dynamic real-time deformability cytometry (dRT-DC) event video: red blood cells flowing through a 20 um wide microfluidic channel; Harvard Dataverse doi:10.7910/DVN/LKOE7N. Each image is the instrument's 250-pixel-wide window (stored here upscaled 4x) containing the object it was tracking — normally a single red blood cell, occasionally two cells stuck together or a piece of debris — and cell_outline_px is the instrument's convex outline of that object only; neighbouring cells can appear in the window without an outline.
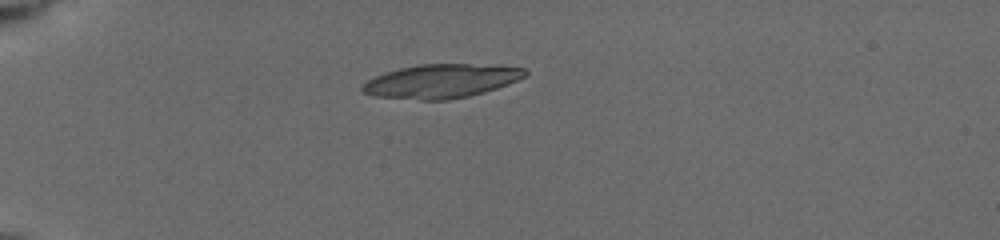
{"species": "common noctule bat (a hibernating species)", "species_latin": "Nyctalus noctula", "temperature_condition": "cold", "stored_images_in_passage": 5, "camera_frame_rate_fps": 3000, "um_per_image_px": 0.085, "animal": {"sex": "female", "body_mass_g": 19.5, "forearm_length_mm": 54.1}, "frame": {"image": 1, "passage_image": 4, "time_ms": 1.667, "image_size_px": [1000, 240], "cell_outline_px": [[528, 72], [524, 76], [508, 84], [484, 92], [468, 96], [448, 100], [420, 100], [376, 96], [364, 92], [360, 88], [368, 80], [384, 72], [416, 64], [500, 64], [524, 68]], "centroid_in_image_um": [37.54, 6.88], "position_along_channel_um": 47.5, "area_um2": 32.14}}